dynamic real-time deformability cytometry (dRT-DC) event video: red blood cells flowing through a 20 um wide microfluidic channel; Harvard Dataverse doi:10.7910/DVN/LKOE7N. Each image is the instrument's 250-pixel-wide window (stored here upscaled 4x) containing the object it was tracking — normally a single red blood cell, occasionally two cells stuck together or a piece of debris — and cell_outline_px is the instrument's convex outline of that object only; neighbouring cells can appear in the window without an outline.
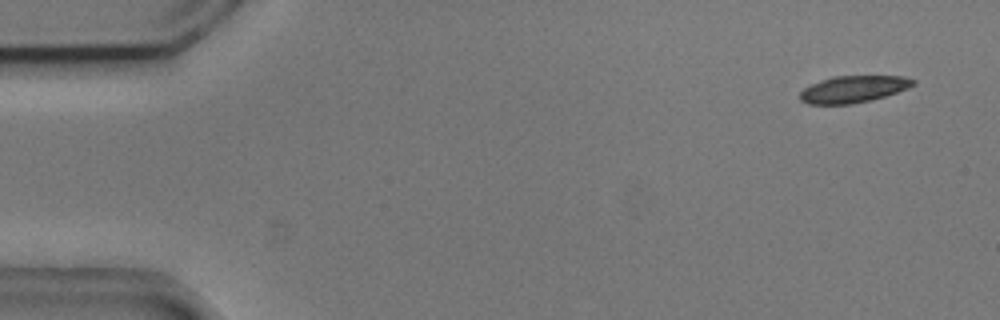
{"species": "common noctule bat (a hibernating species)", "species_latin": "Nyctalus noctula", "temperature_condition": "cold", "stored_images_in_passage": 5, "segment_of_instrument_passage": [1, 2], "camera_frame_rate_fps": 3000, "um_per_image_px": 0.085, "animal": {"sex": "male", "body_mass_g": 20.5, "forearm_length_mm": 52.5}, "frame": {"image": 1, "passage_image": 1, "time_ms": 0.0, "image_size_px": [1000, 320], "cell_outline_px": [[916, 84], [908, 88], [884, 96], [852, 104], [808, 104], [800, 100], [800, 92], [808, 84], [832, 76], [904, 76], [916, 80]], "centroid_in_image_um": [72.51, 7.56], "position_along_channel_um": 12.5, "area_um2": 17.74}}
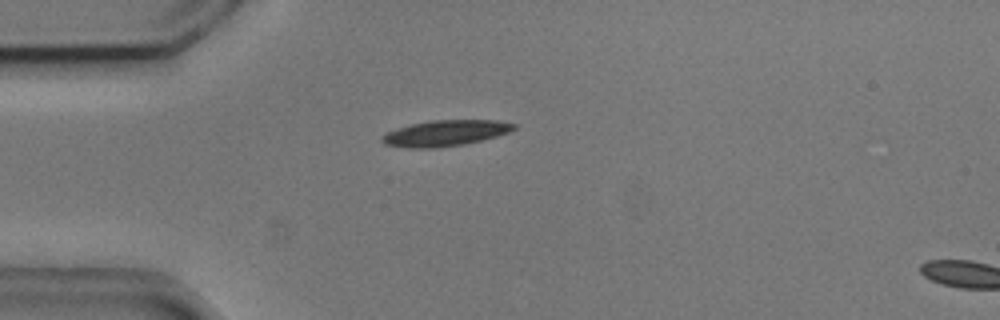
{"frame": {"image": 2, "passage_image": 4, "time_ms": 1.0, "image_size_px": [1000, 320], "cell_outline_px": [[516, 128], [508, 132], [496, 136], [480, 140], [460, 144], [432, 148], [408, 148], [384, 144], [380, 140], [380, 136], [388, 132], [412, 124], [432, 120], [496, 120], [516, 124]], "centroid_in_image_um": [37.83, 11.31], "position_along_channel_um": 47.2, "area_um2": 19.54}}